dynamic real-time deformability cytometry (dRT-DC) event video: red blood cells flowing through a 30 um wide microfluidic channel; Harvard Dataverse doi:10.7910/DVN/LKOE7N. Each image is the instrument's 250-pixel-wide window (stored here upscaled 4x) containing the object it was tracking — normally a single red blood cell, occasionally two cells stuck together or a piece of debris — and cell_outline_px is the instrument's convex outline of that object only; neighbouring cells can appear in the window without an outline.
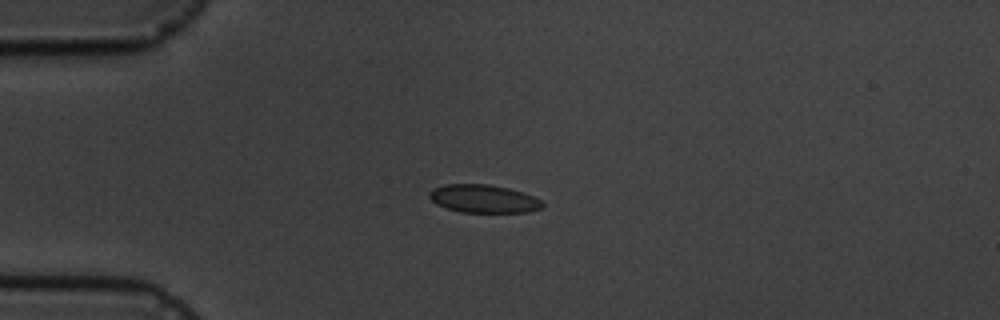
{"species": "common noctule bat (a hibernating species)", "species_latin": "Nyctalus noctula", "temperature_condition": "cold", "stored_images_in_passage": 3, "camera_frame_rate_fps": 3000, "um_per_image_px": 0.085, "animal": {"sex": "male", "body_mass_g": 19.5, "forearm_length_mm": 54.6}, "frame": {"image": 1, "passage_image": 1, "time_ms": 0.0, "image_size_px": [1000, 320], "cell_outline_px": [[544, 208], [528, 212], [460, 212], [436, 204], [428, 196], [428, 192], [432, 188], [444, 184], [488, 184], [508, 188], [524, 192], [540, 200], [544, 204]], "centroid_in_image_um": [41.1, 16.89], "position_along_channel_um": 43.9, "area_um2": 18.61}}
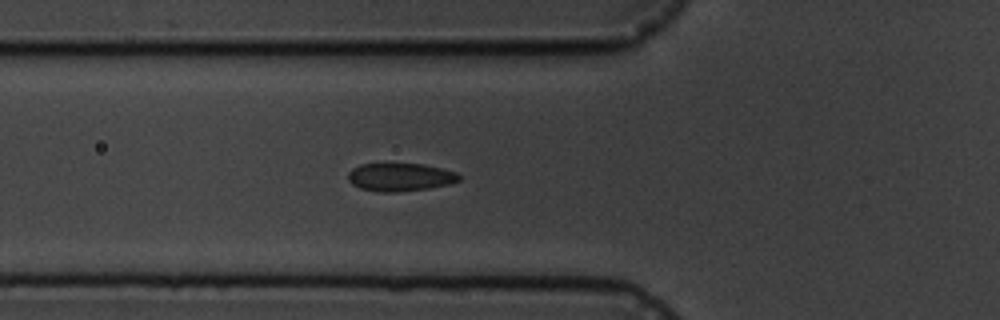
{"frame": {"image": 2, "passage_image": 3, "time_ms": 2.0, "image_size_px": [1000, 320], "cell_outline_px": [[460, 180], [448, 184], [428, 188], [396, 192], [380, 192], [360, 188], [352, 184], [348, 180], [348, 172], [352, 168], [360, 164], [424, 164], [456, 172], [460, 176]], "centroid_in_image_um": [33.98, 15.05], "position_along_channel_um": 91.8, "area_um2": 18.03}}